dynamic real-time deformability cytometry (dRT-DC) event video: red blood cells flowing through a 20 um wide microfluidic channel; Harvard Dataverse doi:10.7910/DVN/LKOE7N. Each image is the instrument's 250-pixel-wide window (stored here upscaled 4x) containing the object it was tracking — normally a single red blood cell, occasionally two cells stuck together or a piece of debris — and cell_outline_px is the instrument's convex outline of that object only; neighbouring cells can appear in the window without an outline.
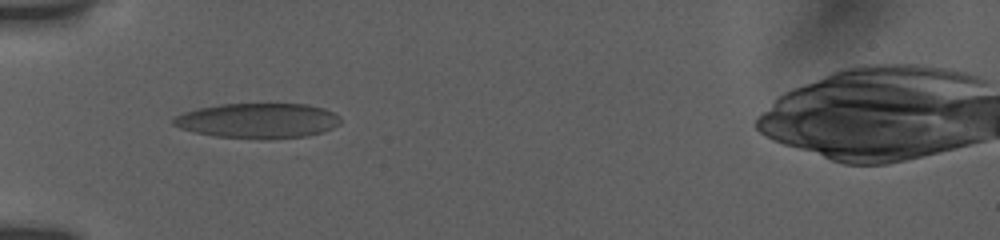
{"species": "human", "species_latin": "Homo sapiens", "temperature_condition": "room temperature", "stored_images_in_passage": 5, "camera_frame_rate_fps": 3000, "um_per_image_px": 0.085, "donor": {"sex": "female"}, "frame": {"image": 1, "passage_image": 3, "time_ms": 0.667, "image_size_px": [1000, 240], "cell_outline_px": [[340, 124], [332, 128], [296, 140], [264, 140], [216, 136], [196, 132], [180, 128], [172, 124], [172, 120], [176, 116], [184, 112], [200, 108], [220, 104], [308, 104], [324, 108], [340, 116]], "centroid_in_image_um": [21.98, 10.28], "position_along_channel_um": 63.0, "area_um2": 34.68}}
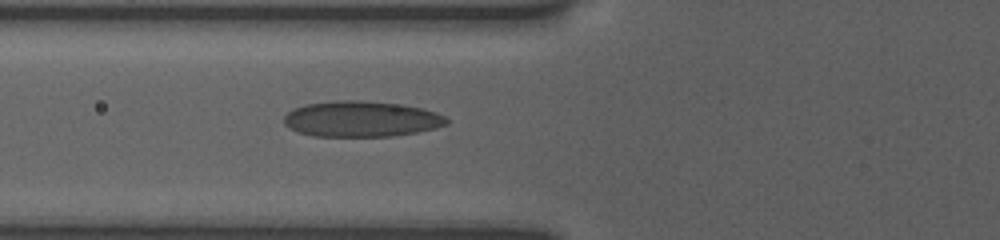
{"frame": {"image": 2, "passage_image": 5, "time_ms": 1.667, "image_size_px": [1000, 240], "cell_outline_px": [[448, 124], [416, 132], [392, 136], [312, 136], [296, 132], [284, 124], [284, 116], [292, 108], [304, 104], [336, 100], [360, 100], [396, 104], [420, 108], [436, 112], [444, 116], [448, 120]], "centroid_in_image_um": [30.64, 10.11], "position_along_channel_um": 95.2, "area_um2": 33.81}}